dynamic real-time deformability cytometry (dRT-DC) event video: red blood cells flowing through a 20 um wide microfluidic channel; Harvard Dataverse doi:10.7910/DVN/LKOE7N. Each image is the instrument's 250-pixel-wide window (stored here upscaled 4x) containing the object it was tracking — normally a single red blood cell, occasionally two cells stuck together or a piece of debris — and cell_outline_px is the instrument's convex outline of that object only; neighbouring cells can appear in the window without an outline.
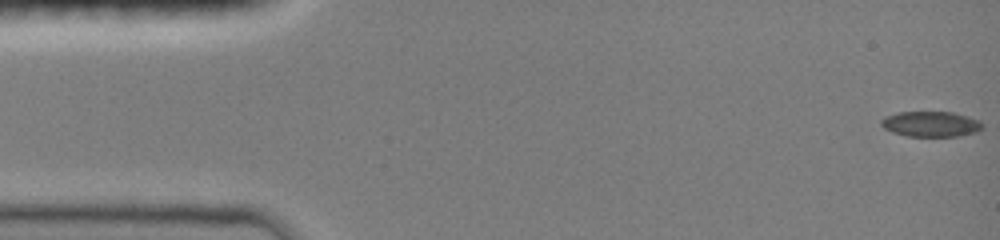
{"species": "common noctule bat (a hibernating species)", "species_latin": "Nyctalus noctula", "temperature_condition": "room temperature", "stored_images_in_passage": 48, "camera_frame_rate_fps": 3000, "um_per_image_px": 0.085, "animal": {"sex": "female", "body_mass_g": 19.0, "forearm_length_mm": 51.5}, "frame": {"image": 1, "passage_image": 1, "time_ms": 0.0, "image_size_px": [1000, 240], "cell_outline_px": [[984, 128], [976, 132], [960, 136], [908, 136], [892, 132], [884, 128], [880, 124], [880, 120], [884, 116], [896, 112], [952, 112], [980, 120], [984, 124]], "centroid_in_image_um": [79.12, 10.54], "position_along_channel_um": 5.9, "area_um2": 15.14}}
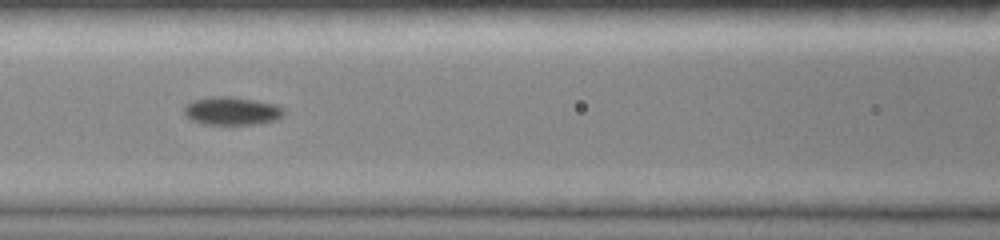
{"frame": {"image": 2, "passage_image": 21, "time_ms": 6.667, "image_size_px": [1000, 240], "cell_outline_px": [[284, 116], [276, 120], [260, 124], [204, 124], [192, 120], [184, 112], [184, 104], [192, 100], [212, 96], [232, 96], [276, 104], [284, 108]], "centroid_in_image_um": [19.73, 9.42], "position_along_channel_um": 146.9, "area_um2": 16.53}}
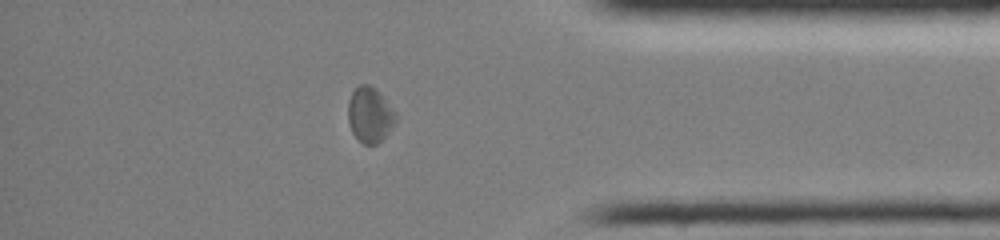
{"frame": {"image": 3, "passage_image": 41, "time_ms": 13.333, "image_size_px": [1000, 240], "cell_outline_px": [[396, 120], [388, 132], [376, 144], [364, 144], [352, 132], [348, 120], [348, 100], [352, 92], [360, 84], [368, 84], [376, 88], [380, 92], [396, 112]], "centroid_in_image_um": [31.43, 9.72], "position_along_channel_um": 403.8, "area_um2": 15.26}, "authors_computed_cell_mechanics": {"area_um2": 15.5193, "velocity_mm_per_s": 4.0105, "shape_relaxation_time_tau1_ms": 8.6479, "shape_relaxation_time_tau2_ms": 9.391, "deformation_change_tau1": 0.1362, "deformation_change_tau2": 0.1224}}